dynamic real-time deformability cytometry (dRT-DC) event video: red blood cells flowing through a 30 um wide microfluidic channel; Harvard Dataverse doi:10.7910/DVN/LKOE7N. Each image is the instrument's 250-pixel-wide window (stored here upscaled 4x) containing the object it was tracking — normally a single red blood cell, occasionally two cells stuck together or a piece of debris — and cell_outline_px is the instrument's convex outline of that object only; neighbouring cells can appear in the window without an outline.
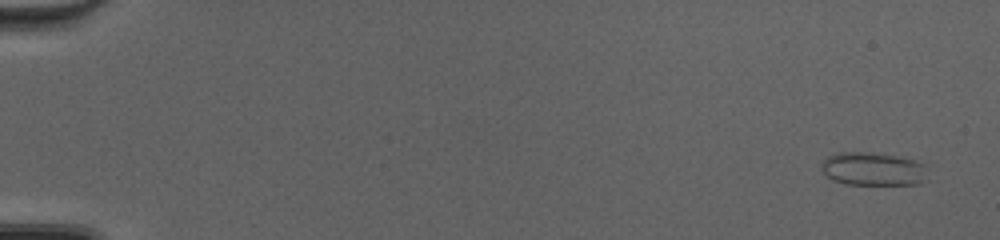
{"species": "common noctule bat (a hibernating species)", "species_latin": "Nyctalus noctula", "temperature_condition": "cold", "stored_images_in_passage": 17, "camera_frame_rate_fps": 3000, "um_per_image_px": 0.085, "animal": {"sex": "female", "body_mass_g": 20.0, "forearm_length_mm": 54.0}, "frame": {"image": 1, "passage_image": 3, "time_ms": 0.667, "image_size_px": [1000, 240], "cell_outline_px": [[928, 180], [920, 184], [844, 184], [832, 180], [820, 168], [820, 164], [828, 156], [840, 152], [872, 152], [896, 156], [912, 160], [924, 164]], "centroid_in_image_um": [74.2, 14.37], "position_along_channel_um": 10.8, "area_um2": 20.69}}